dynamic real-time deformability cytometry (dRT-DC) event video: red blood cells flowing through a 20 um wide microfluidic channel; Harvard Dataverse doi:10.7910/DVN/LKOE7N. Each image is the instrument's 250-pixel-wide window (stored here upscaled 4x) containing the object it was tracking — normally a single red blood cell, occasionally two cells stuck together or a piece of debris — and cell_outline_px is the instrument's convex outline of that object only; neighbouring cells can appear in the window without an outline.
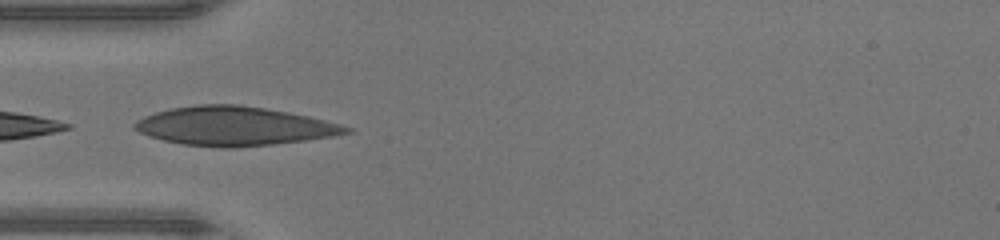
{"species": "human", "species_latin": "Homo sapiens", "temperature_condition": "warm", "stored_images_in_passage": 5, "camera_frame_rate_fps": 3000, "um_per_image_px": 0.085, "donor": {"sex": "male"}, "frame": {"image": 1, "passage_image": 1, "time_ms": 0.0, "image_size_px": [1000, 240], "cell_outline_px": [[352, 132], [332, 136], [304, 140], [272, 144], [232, 148], [220, 148], [184, 144], [164, 140], [148, 136], [132, 128], [132, 124], [136, 120], [144, 116], [156, 112], [172, 108], [196, 104], [240, 104], [288, 112], [308, 116], [340, 124], [352, 128]], "centroid_in_image_um": [19.87, 10.71], "position_along_channel_um": 65.1, "area_um2": 47.86}}